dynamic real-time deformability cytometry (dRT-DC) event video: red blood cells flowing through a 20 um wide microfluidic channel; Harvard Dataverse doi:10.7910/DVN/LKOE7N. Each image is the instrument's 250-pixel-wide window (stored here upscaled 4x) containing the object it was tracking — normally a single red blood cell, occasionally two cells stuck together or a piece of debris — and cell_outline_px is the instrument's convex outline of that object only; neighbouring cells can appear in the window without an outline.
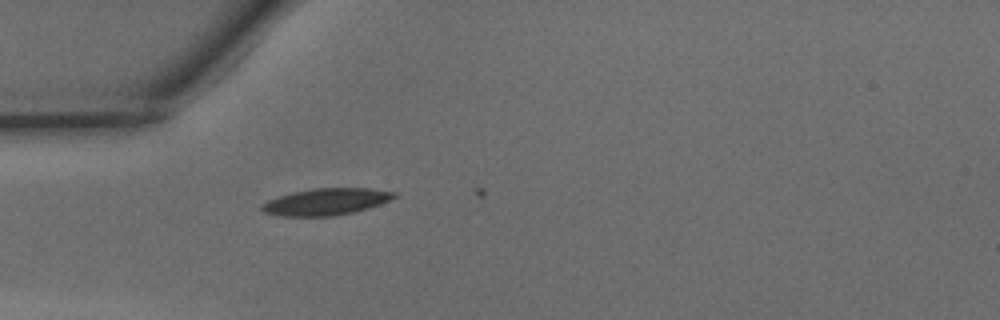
{"species": "common noctule bat (a hibernating species)", "species_latin": "Nyctalus noctula", "temperature_condition": "warm", "stored_images_in_passage": 7, "camera_frame_rate_fps": 3000, "um_per_image_px": 0.085, "animal": {"sex": "male", "body_mass_g": 15.6}, "frame": {"image": 1, "passage_image": 3, "time_ms": 0.667, "image_size_px": [1000, 320], "cell_outline_px": [[396, 196], [380, 204], [368, 208], [352, 212], [332, 216], [280, 216], [264, 212], [260, 208], [260, 204], [268, 200], [292, 192], [316, 188], [368, 188], [396, 192]], "centroid_in_image_um": [27.68, 17.15], "position_along_channel_um": 57.3, "area_um2": 20.46}}
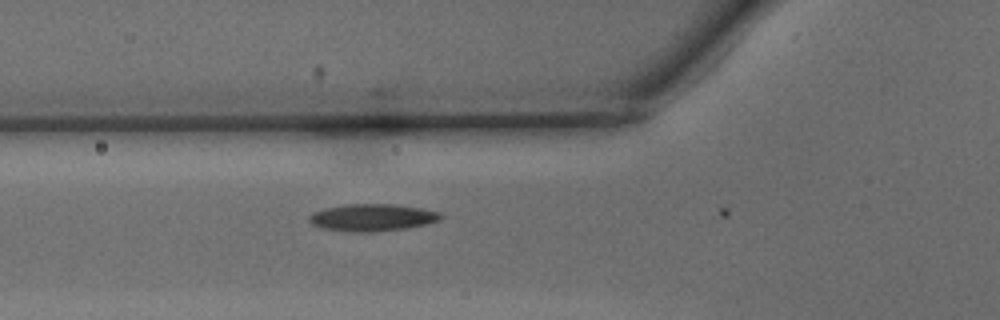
{"frame": {"image": 2, "passage_image": 6, "time_ms": 1.667, "image_size_px": [1000, 320], "cell_outline_px": [[444, 216], [440, 220], [428, 224], [404, 228], [368, 232], [360, 232], [324, 228], [312, 224], [308, 220], [308, 216], [312, 212], [328, 208], [348, 204], [396, 204], [420, 208], [440, 212]], "centroid_in_image_um": [31.68, 18.48], "position_along_channel_um": 94.1, "area_um2": 20.58}}